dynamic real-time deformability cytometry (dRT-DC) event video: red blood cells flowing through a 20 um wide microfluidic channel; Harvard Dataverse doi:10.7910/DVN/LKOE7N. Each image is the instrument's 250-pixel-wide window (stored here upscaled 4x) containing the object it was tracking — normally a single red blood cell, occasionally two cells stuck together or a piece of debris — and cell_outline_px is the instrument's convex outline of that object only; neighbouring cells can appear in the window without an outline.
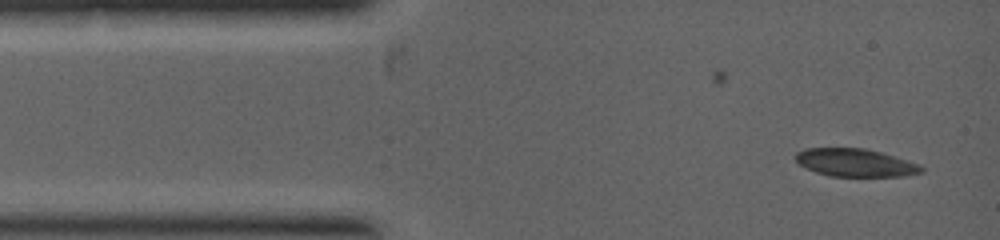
{"species": "common noctule bat (a hibernating species)", "species_latin": "Nyctalus noctula", "temperature_condition": "warm", "stored_images_in_passage": 3, "camera_frame_rate_fps": 5000, "um_per_image_px": 0.085, "animal": {"sex": "female", "body_mass_g": 19.0, "forearm_length_mm": 53.3}, "frame": {"image": 1, "passage_image": 3, "time_ms": 1.0, "image_size_px": [1000, 240], "cell_outline_px": [[924, 172], [904, 176], [828, 176], [816, 172], [800, 164], [796, 160], [796, 152], [804, 148], [864, 148], [880, 152], [920, 164], [924, 168]], "centroid_in_image_um": [72.72, 13.83], "position_along_channel_um": 12.3, "area_um2": 20.35}}